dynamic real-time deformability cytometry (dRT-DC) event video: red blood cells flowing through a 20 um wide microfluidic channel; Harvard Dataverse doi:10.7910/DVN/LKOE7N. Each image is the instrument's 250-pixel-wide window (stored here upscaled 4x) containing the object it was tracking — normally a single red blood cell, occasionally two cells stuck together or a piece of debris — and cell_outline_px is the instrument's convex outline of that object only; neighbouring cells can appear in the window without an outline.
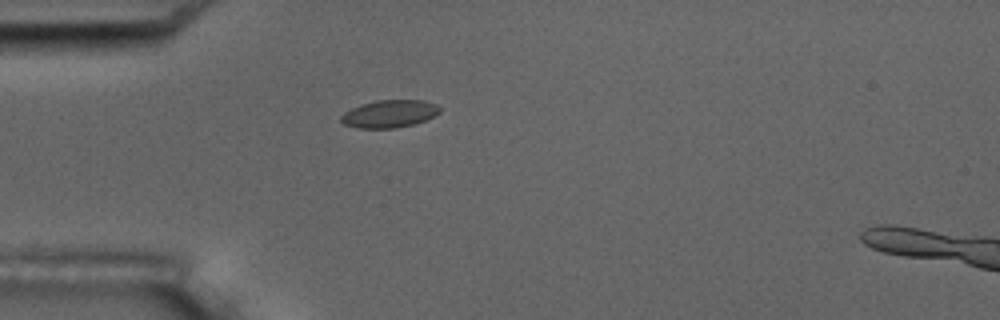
{"species": "common noctule bat (a hibernating species)", "species_latin": "Nyctalus noctula", "temperature_condition": "room temperature", "stored_images_in_passage": 2, "camera_frame_rate_fps": 3000, "um_per_image_px": 0.085, "animal": {"sex": "male", "body_mass_g": 17.5, "forearm_length_mm": 52.3}, "frame": {"image": 1, "passage_image": 1, "time_ms": 0.0, "image_size_px": [1000, 320], "cell_outline_px": [[440, 112], [416, 124], [396, 128], [356, 128], [344, 124], [340, 120], [340, 116], [344, 112], [360, 104], [376, 100], [424, 100], [436, 104], [440, 108]], "centroid_in_image_um": [33.07, 9.67], "position_along_channel_um": 51.9, "area_um2": 15.95}}